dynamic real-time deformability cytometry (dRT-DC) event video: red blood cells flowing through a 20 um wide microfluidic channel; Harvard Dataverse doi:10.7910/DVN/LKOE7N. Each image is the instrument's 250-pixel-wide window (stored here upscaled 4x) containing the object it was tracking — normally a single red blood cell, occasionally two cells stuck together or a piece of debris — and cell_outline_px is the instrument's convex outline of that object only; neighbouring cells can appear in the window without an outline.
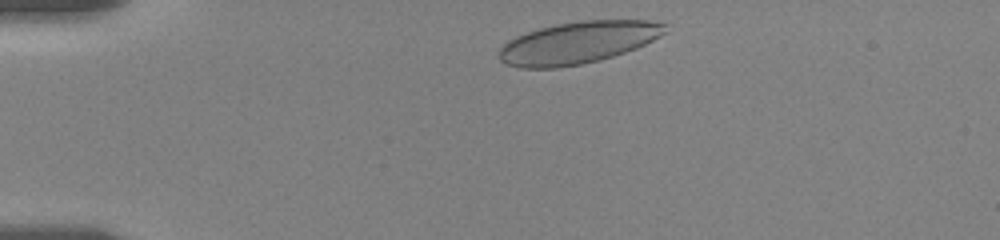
{"species": "human", "species_latin": "Homo sapiens", "temperature_condition": "room temperature", "stored_images_in_passage": 21, "camera_frame_rate_fps": 3000, "um_per_image_px": 0.085, "donor": {"sex": "female"}, "frame": {"image": 1, "passage_image": 2, "time_ms": 0.333, "image_size_px": [1000, 240], "cell_outline_px": [[668, 32], [636, 48], [612, 56], [580, 64], [556, 68], [520, 68], [508, 64], [500, 60], [500, 48], [508, 40], [516, 36], [540, 28], [556, 24], [580, 20], [648, 20], [668, 24]], "centroid_in_image_um": [49.16, 3.61], "position_along_channel_um": 35.8, "area_um2": 40.46}}
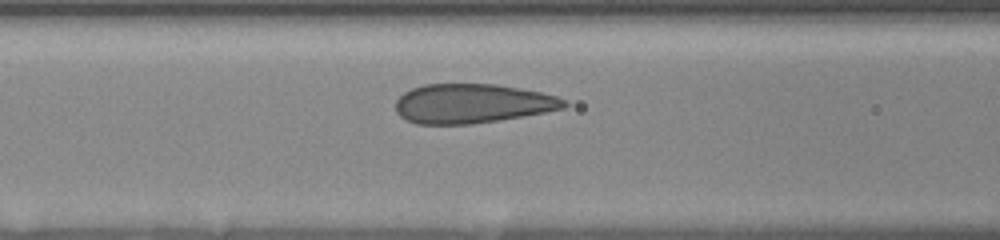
{"frame": {"image": 2, "passage_image": 11, "time_ms": 4.333, "image_size_px": [1000, 240], "cell_outline_px": [[568, 104], [564, 108], [524, 116], [472, 124], [416, 124], [404, 120], [396, 112], [396, 100], [404, 92], [412, 88], [424, 84], [496, 84], [520, 88], [540, 92], [556, 96], [564, 100]], "centroid_in_image_um": [40.1, 8.8], "position_along_channel_um": 126.5, "area_um2": 38.67}}
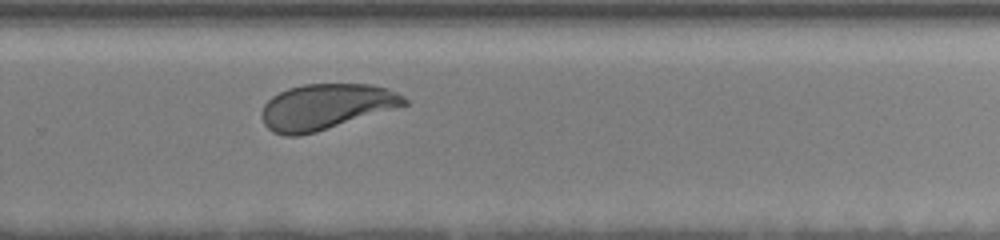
{"frame": {"image": 3, "passage_image": 21, "time_ms": 9.333, "image_size_px": [1000, 240], "cell_outline_px": [[408, 104], [316, 132], [300, 136], [284, 136], [272, 132], [264, 124], [260, 116], [260, 112], [264, 104], [272, 96], [288, 88], [304, 84], [372, 84], [388, 88], [404, 96], [408, 100]], "centroid_in_image_um": [27.66, 9.07], "position_along_channel_um": 302.1, "area_um2": 37.97}}